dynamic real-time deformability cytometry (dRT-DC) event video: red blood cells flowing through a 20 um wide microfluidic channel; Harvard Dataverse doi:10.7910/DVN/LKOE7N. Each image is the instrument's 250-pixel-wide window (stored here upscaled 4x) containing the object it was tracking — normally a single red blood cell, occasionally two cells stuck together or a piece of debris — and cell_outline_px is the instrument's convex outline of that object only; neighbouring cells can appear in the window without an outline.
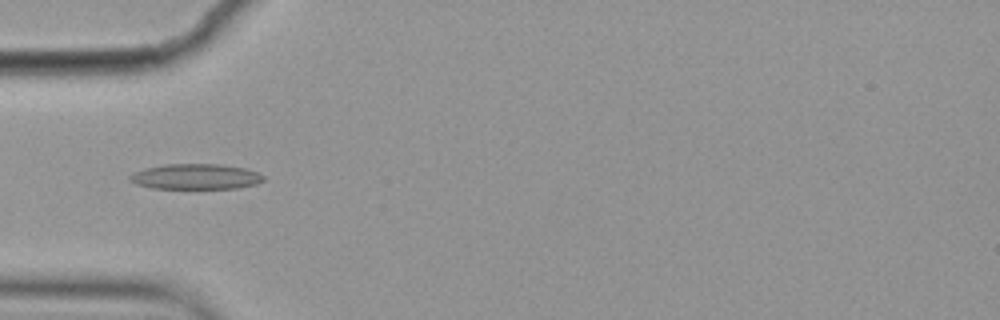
{"species": "common noctule bat (a hibernating species)", "species_latin": "Nyctalus noctula", "temperature_condition": "cold", "stored_images_in_passage": 11, "camera_frame_rate_fps": 3000, "um_per_image_px": 0.085, "animal": {"sex": "female", "body_mass_g": 19.9}, "frame": {"image": 1, "passage_image": 5, "time_ms": 1.333, "image_size_px": [1000, 320], "cell_outline_px": [[264, 180], [256, 184], [236, 188], [152, 188], [136, 184], [128, 180], [128, 176], [132, 172], [144, 168], [164, 164], [220, 164], [244, 168], [256, 172], [264, 176]], "centroid_in_image_um": [16.58, 15.0], "position_along_channel_um": 68.4, "area_um2": 19.83}}
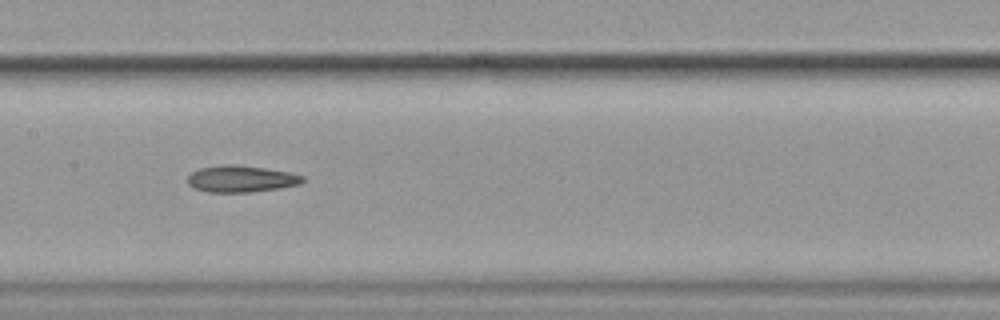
{"frame": {"image": 2, "passage_image": 8, "time_ms": 2.333, "image_size_px": [1000, 320], "cell_outline_px": [[304, 180], [300, 184], [280, 188], [248, 192], [208, 192], [196, 188], [188, 184], [188, 176], [192, 172], [200, 168], [224, 164], [232, 164], [264, 168], [288, 172], [304, 176]], "centroid_in_image_um": [20.49, 15.2], "position_along_channel_um": 186.9, "area_um2": 17.69}}
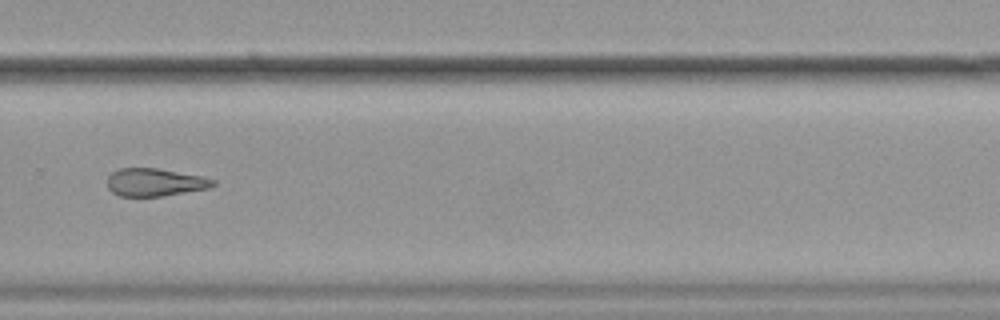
{"frame": {"image": 3, "passage_image": 11, "time_ms": 3.333, "image_size_px": [1000, 320], "cell_outline_px": [[216, 184], [212, 188], [164, 196], [120, 196], [112, 192], [108, 188], [108, 176], [112, 172], [120, 168], [156, 168], [200, 176], [216, 180]], "centroid_in_image_um": [13.19, 15.5], "position_along_channel_um": 316.6, "area_um2": 17.17}}